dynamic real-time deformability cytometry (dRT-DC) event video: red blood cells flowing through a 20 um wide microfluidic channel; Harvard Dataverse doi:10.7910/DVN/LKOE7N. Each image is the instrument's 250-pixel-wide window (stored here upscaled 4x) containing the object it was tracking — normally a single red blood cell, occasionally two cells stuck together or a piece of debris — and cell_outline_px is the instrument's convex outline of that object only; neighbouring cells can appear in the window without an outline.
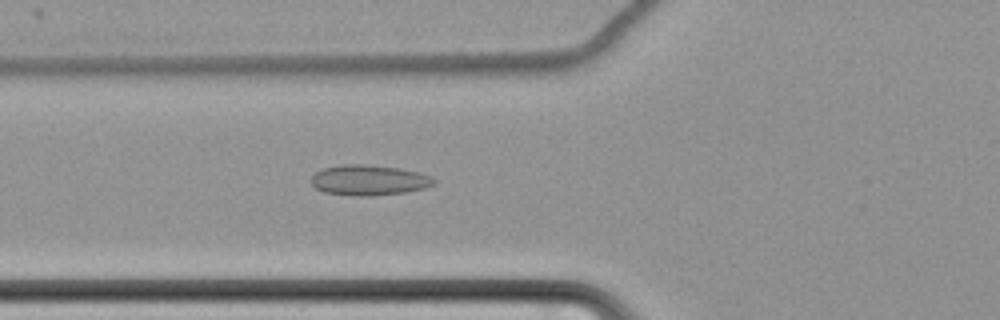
{"species": "common noctule bat (a hibernating species)", "species_latin": "Nyctalus noctula", "temperature_condition": "cold", "stored_images_in_passage": 45, "camera_frame_rate_fps": 3000, "um_per_image_px": 0.085, "animal": {"sex": "female", "body_mass_g": 22.7, "forearm_length_mm": 54.2}, "frame": {"image": 1, "passage_image": 8, "time_ms": 2.333, "image_size_px": [1000, 320], "cell_outline_px": [[436, 184], [424, 188], [404, 192], [372, 196], [356, 196], [324, 192], [316, 188], [312, 184], [312, 176], [316, 172], [324, 168], [344, 164], [364, 164], [400, 168], [420, 172], [432, 176], [436, 180]], "centroid_in_image_um": [31.4, 15.31], "position_along_channel_um": 94.4, "area_um2": 21.79}}
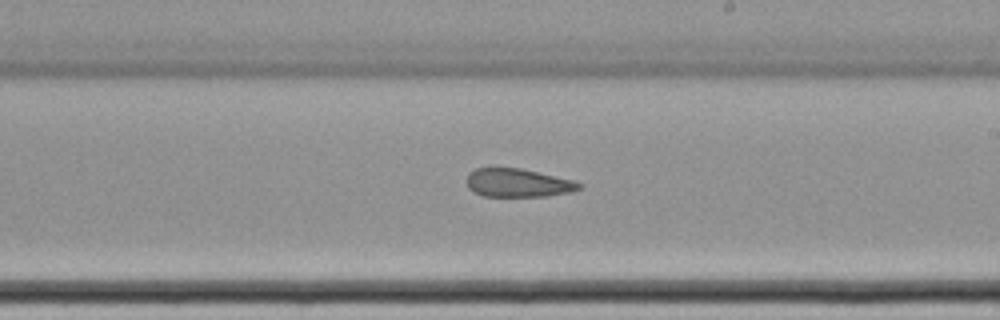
{"frame": {"image": 2, "passage_image": 21, "time_ms": 6.667, "image_size_px": [1000, 320], "cell_outline_px": [[584, 188], [572, 192], [548, 196], [484, 196], [472, 192], [468, 188], [464, 180], [468, 172], [476, 168], [492, 164], [496, 164], [520, 168], [572, 180], [584, 184]], "centroid_in_image_um": [43.94, 15.5], "position_along_channel_um": 245.1, "area_um2": 19.59}}
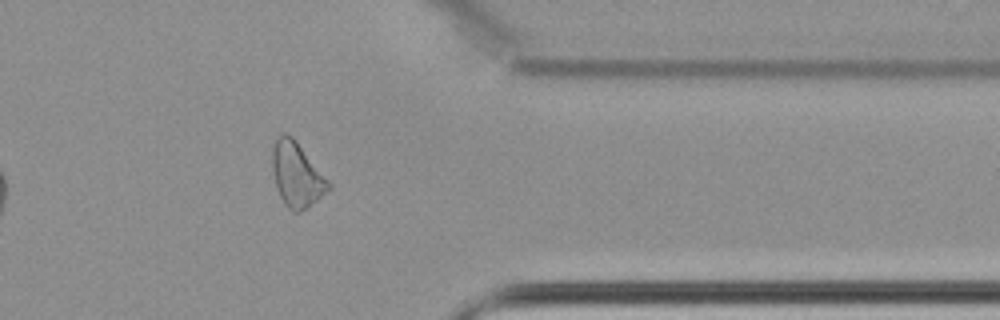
{"frame": {"image": 3, "passage_image": 34, "time_ms": 11.0, "image_size_px": [1000, 320], "cell_outline_px": [[332, 188], [308, 208], [300, 212], [292, 212], [284, 204], [276, 188], [272, 168], [272, 144], [276, 136], [280, 132], [284, 132], [292, 136], [296, 140], [332, 184]], "centroid_in_image_um": [25.21, 14.83], "position_along_channel_um": 386.2, "area_um2": 21.62}, "authors_computed_cell_mechanics": {"area_um2": 20.6346, "velocity_mm_per_s": 3.4753, "shape_relaxation_time_tau1_ms": null, "shape_relaxation_time_tau2_ms": 6.2588, "deformation_change_tau1": null, "deformation_change_tau2": 0.1341}}